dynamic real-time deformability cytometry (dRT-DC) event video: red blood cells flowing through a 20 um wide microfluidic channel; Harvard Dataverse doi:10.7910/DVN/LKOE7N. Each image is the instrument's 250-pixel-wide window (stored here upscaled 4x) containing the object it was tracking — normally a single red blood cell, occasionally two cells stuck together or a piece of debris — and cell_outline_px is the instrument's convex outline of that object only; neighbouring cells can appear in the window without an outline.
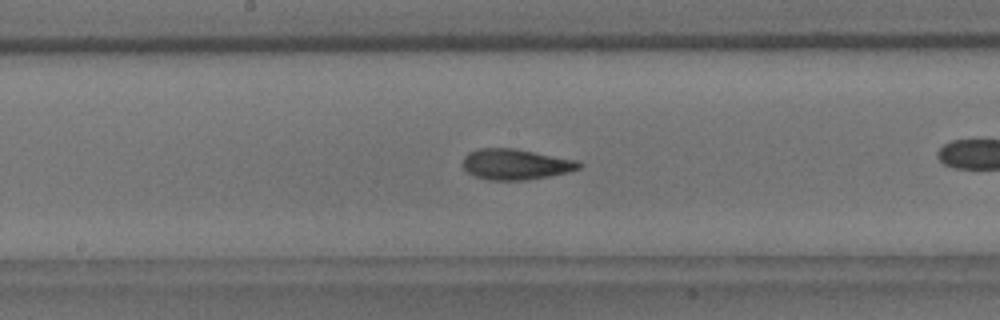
{"species": "common noctule bat (a hibernating species)", "species_latin": "Nyctalus noctula", "temperature_condition": "room temperature", "stored_images_in_passage": 38, "camera_frame_rate_fps": 3000, "um_per_image_px": 0.085, "animal": {"sex": "male", "body_mass_g": 18.8}, "frame": {"image": 1, "passage_image": 22, "time_ms": 7.0, "image_size_px": [1000, 320], "cell_outline_px": [[584, 164], [580, 168], [568, 172], [548, 176], [524, 180], [492, 180], [476, 176], [468, 172], [464, 168], [464, 156], [468, 152], [476, 148], [516, 148], [576, 160]], "centroid_in_image_um": [43.84, 13.95], "position_along_channel_um": 204.4, "area_um2": 20.69}}